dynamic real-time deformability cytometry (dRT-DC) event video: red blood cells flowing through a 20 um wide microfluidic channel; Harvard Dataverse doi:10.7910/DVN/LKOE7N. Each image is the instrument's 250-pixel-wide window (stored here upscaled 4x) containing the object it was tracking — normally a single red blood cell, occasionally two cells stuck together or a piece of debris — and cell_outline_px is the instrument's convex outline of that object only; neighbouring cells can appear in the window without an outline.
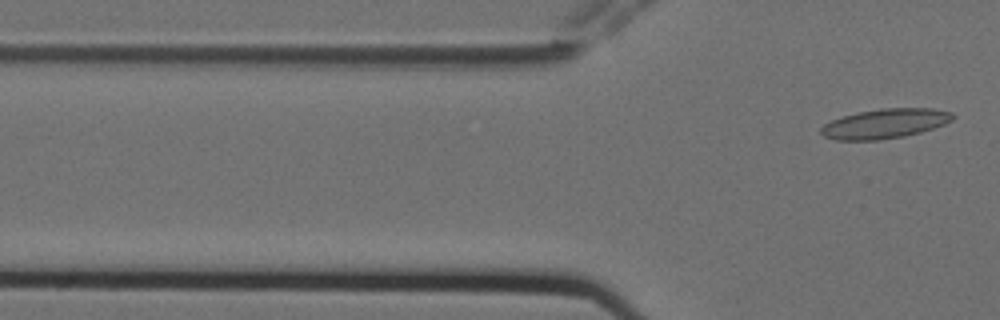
{"species": "Egyptian fruit bat (a non-hibernating species)", "species_latin": "Rousettus aegyptiacus", "temperature_condition": "cold", "stored_images_in_passage": 8, "camera_frame_rate_fps": 3000, "um_per_image_px": 0.085, "animal": {"sex": "female"}, "frame": {"image": 1, "passage_image": 8, "time_ms": 2.333, "image_size_px": [1000, 320], "cell_outline_px": [[956, 116], [952, 120], [944, 124], [920, 132], [904, 136], [880, 140], [836, 140], [824, 136], [820, 132], [820, 128], [824, 124], [832, 120], [856, 112], [880, 108], [932, 108], [952, 112]], "centroid_in_image_um": [75.22, 10.5], "position_along_channel_um": 50.6, "area_um2": 22.77}}